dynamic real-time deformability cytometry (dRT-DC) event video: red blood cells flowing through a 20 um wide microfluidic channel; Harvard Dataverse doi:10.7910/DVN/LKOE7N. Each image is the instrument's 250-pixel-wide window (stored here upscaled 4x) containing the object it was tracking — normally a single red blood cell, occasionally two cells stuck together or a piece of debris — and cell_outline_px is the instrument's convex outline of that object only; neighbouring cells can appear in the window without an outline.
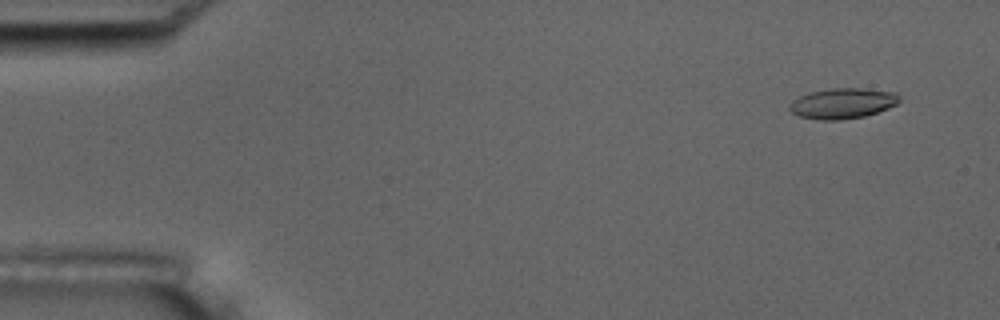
{"species": "common noctule bat (a hibernating species)", "species_latin": "Nyctalus noctula", "temperature_condition": "room temperature", "stored_images_in_passage": 6, "camera_frame_rate_fps": 3000, "um_per_image_px": 0.085, "animal": {"sex": "male", "body_mass_g": 17.5, "forearm_length_mm": 52.3}, "frame": {"image": 1, "passage_image": 1, "time_ms": 0.0, "image_size_px": [1000, 320], "cell_outline_px": [[900, 100], [896, 104], [888, 108], [864, 116], [840, 120], [820, 120], [800, 116], [792, 112], [788, 108], [788, 104], [792, 100], [808, 92], [832, 88], [860, 88], [896, 92], [900, 96]], "centroid_in_image_um": [71.6, 8.78], "position_along_channel_um": 13.4, "area_um2": 19.54}}
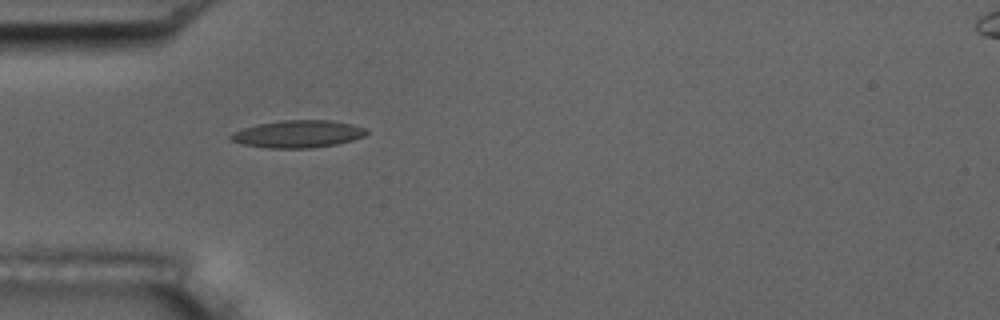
{"frame": {"image": 2, "passage_image": 5, "time_ms": 4.333, "image_size_px": [1000, 320], "cell_outline_px": [[368, 132], [364, 136], [352, 140], [336, 144], [312, 148], [268, 148], [244, 144], [228, 140], [228, 136], [232, 132], [256, 124], [284, 120], [332, 120], [352, 124], [368, 128]], "centroid_in_image_um": [25.32, 11.38], "position_along_channel_um": 59.7, "area_um2": 21.79}}